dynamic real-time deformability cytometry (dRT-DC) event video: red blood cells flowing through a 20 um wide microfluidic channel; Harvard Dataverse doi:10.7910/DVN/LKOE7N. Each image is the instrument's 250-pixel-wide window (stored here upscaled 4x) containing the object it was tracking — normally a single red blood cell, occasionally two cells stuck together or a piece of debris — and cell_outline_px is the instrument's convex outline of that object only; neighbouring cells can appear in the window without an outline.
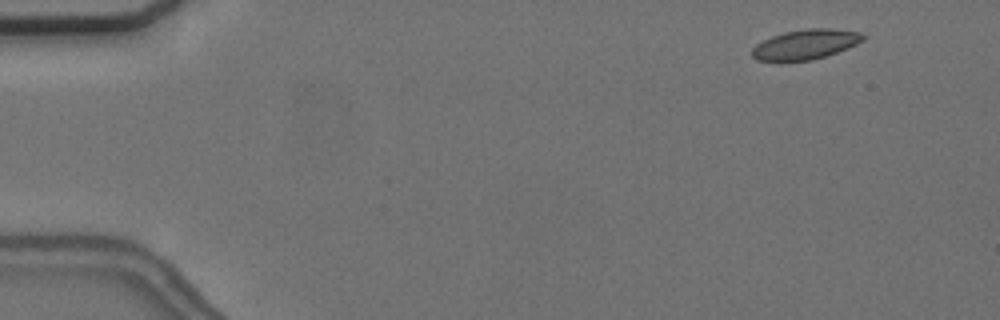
{"species": "common noctule bat (a hibernating species)", "species_latin": "Nyctalus noctula", "temperature_condition": "cold", "stored_images_in_passage": 5, "camera_frame_rate_fps": 3000, "um_per_image_px": 0.085, "animal": {"sex": "female", "body_mass_g": 24.6, "forearm_length_mm": 56.2}, "frame": {"image": 1, "passage_image": 1, "time_ms": 0.0, "image_size_px": [1000, 320], "cell_outline_px": [[868, 36], [864, 40], [856, 44], [836, 52], [812, 60], [780, 64], [756, 60], [752, 56], [752, 48], [756, 44], [772, 36], [784, 32], [808, 28], [832, 28], [860, 32]], "centroid_in_image_um": [68.42, 3.81], "position_along_channel_um": 16.6, "area_um2": 19.94}}